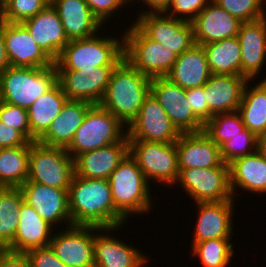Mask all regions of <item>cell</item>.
Here are the masks:
<instances>
[{
    "label": "cell",
    "mask_w": 266,
    "mask_h": 267,
    "mask_svg": "<svg viewBox=\"0 0 266 267\" xmlns=\"http://www.w3.org/2000/svg\"><path fill=\"white\" fill-rule=\"evenodd\" d=\"M178 182L195 203L234 199L226 163L219 167L179 169Z\"/></svg>",
    "instance_id": "cell-10"
},
{
    "label": "cell",
    "mask_w": 266,
    "mask_h": 267,
    "mask_svg": "<svg viewBox=\"0 0 266 267\" xmlns=\"http://www.w3.org/2000/svg\"><path fill=\"white\" fill-rule=\"evenodd\" d=\"M124 1L127 3V2H130V1L132 2L133 0H124Z\"/></svg>",
    "instance_id": "cell-53"
},
{
    "label": "cell",
    "mask_w": 266,
    "mask_h": 267,
    "mask_svg": "<svg viewBox=\"0 0 266 267\" xmlns=\"http://www.w3.org/2000/svg\"><path fill=\"white\" fill-rule=\"evenodd\" d=\"M57 83L55 64L45 68L9 66L0 73V101L28 109Z\"/></svg>",
    "instance_id": "cell-3"
},
{
    "label": "cell",
    "mask_w": 266,
    "mask_h": 267,
    "mask_svg": "<svg viewBox=\"0 0 266 267\" xmlns=\"http://www.w3.org/2000/svg\"><path fill=\"white\" fill-rule=\"evenodd\" d=\"M91 103L67 100L61 113L53 120L48 130L37 140L49 147L67 148L72 142L75 132L84 121Z\"/></svg>",
    "instance_id": "cell-27"
},
{
    "label": "cell",
    "mask_w": 266,
    "mask_h": 267,
    "mask_svg": "<svg viewBox=\"0 0 266 267\" xmlns=\"http://www.w3.org/2000/svg\"><path fill=\"white\" fill-rule=\"evenodd\" d=\"M187 99L195 116L205 125L208 122V103L206 87L201 86L187 90Z\"/></svg>",
    "instance_id": "cell-44"
},
{
    "label": "cell",
    "mask_w": 266,
    "mask_h": 267,
    "mask_svg": "<svg viewBox=\"0 0 266 267\" xmlns=\"http://www.w3.org/2000/svg\"><path fill=\"white\" fill-rule=\"evenodd\" d=\"M141 1H143V3L146 4V6H148V8L150 7L149 11H144V12H164L171 3V0H141Z\"/></svg>",
    "instance_id": "cell-48"
},
{
    "label": "cell",
    "mask_w": 266,
    "mask_h": 267,
    "mask_svg": "<svg viewBox=\"0 0 266 267\" xmlns=\"http://www.w3.org/2000/svg\"><path fill=\"white\" fill-rule=\"evenodd\" d=\"M67 100L61 85L57 83L32 103L27 109L31 142H36L48 130L53 120L61 113Z\"/></svg>",
    "instance_id": "cell-31"
},
{
    "label": "cell",
    "mask_w": 266,
    "mask_h": 267,
    "mask_svg": "<svg viewBox=\"0 0 266 267\" xmlns=\"http://www.w3.org/2000/svg\"><path fill=\"white\" fill-rule=\"evenodd\" d=\"M123 59V37L93 35L70 40L54 62L57 70H81L102 65H117Z\"/></svg>",
    "instance_id": "cell-5"
},
{
    "label": "cell",
    "mask_w": 266,
    "mask_h": 267,
    "mask_svg": "<svg viewBox=\"0 0 266 267\" xmlns=\"http://www.w3.org/2000/svg\"><path fill=\"white\" fill-rule=\"evenodd\" d=\"M122 227H94L95 267H144V263H147L148 259L141 254L139 249L118 240L111 236L112 234L110 236L105 234V232L111 233V230L116 231ZM95 231L104 232L98 234Z\"/></svg>",
    "instance_id": "cell-19"
},
{
    "label": "cell",
    "mask_w": 266,
    "mask_h": 267,
    "mask_svg": "<svg viewBox=\"0 0 266 267\" xmlns=\"http://www.w3.org/2000/svg\"><path fill=\"white\" fill-rule=\"evenodd\" d=\"M229 165L233 197L236 186L255 194H266V160L258 151L234 159Z\"/></svg>",
    "instance_id": "cell-30"
},
{
    "label": "cell",
    "mask_w": 266,
    "mask_h": 267,
    "mask_svg": "<svg viewBox=\"0 0 266 267\" xmlns=\"http://www.w3.org/2000/svg\"><path fill=\"white\" fill-rule=\"evenodd\" d=\"M210 1L211 0H171V3L164 13L176 19L192 22Z\"/></svg>",
    "instance_id": "cell-42"
},
{
    "label": "cell",
    "mask_w": 266,
    "mask_h": 267,
    "mask_svg": "<svg viewBox=\"0 0 266 267\" xmlns=\"http://www.w3.org/2000/svg\"><path fill=\"white\" fill-rule=\"evenodd\" d=\"M123 128L125 125L108 110L92 105L66 151L74 159L84 152L117 143L127 135Z\"/></svg>",
    "instance_id": "cell-7"
},
{
    "label": "cell",
    "mask_w": 266,
    "mask_h": 267,
    "mask_svg": "<svg viewBox=\"0 0 266 267\" xmlns=\"http://www.w3.org/2000/svg\"><path fill=\"white\" fill-rule=\"evenodd\" d=\"M22 24L28 29L36 44L55 62L69 40L52 4H48L41 12Z\"/></svg>",
    "instance_id": "cell-20"
},
{
    "label": "cell",
    "mask_w": 266,
    "mask_h": 267,
    "mask_svg": "<svg viewBox=\"0 0 266 267\" xmlns=\"http://www.w3.org/2000/svg\"><path fill=\"white\" fill-rule=\"evenodd\" d=\"M248 81L242 75L211 74L204 84L208 121L215 114L238 111Z\"/></svg>",
    "instance_id": "cell-25"
},
{
    "label": "cell",
    "mask_w": 266,
    "mask_h": 267,
    "mask_svg": "<svg viewBox=\"0 0 266 267\" xmlns=\"http://www.w3.org/2000/svg\"><path fill=\"white\" fill-rule=\"evenodd\" d=\"M26 201H23L19 212V225L14 241L5 249L13 253H23L48 247L53 237L52 228Z\"/></svg>",
    "instance_id": "cell-26"
},
{
    "label": "cell",
    "mask_w": 266,
    "mask_h": 267,
    "mask_svg": "<svg viewBox=\"0 0 266 267\" xmlns=\"http://www.w3.org/2000/svg\"><path fill=\"white\" fill-rule=\"evenodd\" d=\"M210 75L203 46L194 44L190 49L177 56L173 67L165 77L188 90L204 86Z\"/></svg>",
    "instance_id": "cell-29"
},
{
    "label": "cell",
    "mask_w": 266,
    "mask_h": 267,
    "mask_svg": "<svg viewBox=\"0 0 266 267\" xmlns=\"http://www.w3.org/2000/svg\"><path fill=\"white\" fill-rule=\"evenodd\" d=\"M258 147V136L245 128L220 146L224 163L229 164L234 159L254 153Z\"/></svg>",
    "instance_id": "cell-40"
},
{
    "label": "cell",
    "mask_w": 266,
    "mask_h": 267,
    "mask_svg": "<svg viewBox=\"0 0 266 267\" xmlns=\"http://www.w3.org/2000/svg\"><path fill=\"white\" fill-rule=\"evenodd\" d=\"M28 142L20 131L0 121V149L25 146Z\"/></svg>",
    "instance_id": "cell-46"
},
{
    "label": "cell",
    "mask_w": 266,
    "mask_h": 267,
    "mask_svg": "<svg viewBox=\"0 0 266 267\" xmlns=\"http://www.w3.org/2000/svg\"><path fill=\"white\" fill-rule=\"evenodd\" d=\"M191 23L195 44L204 45L236 37L242 22L211 0Z\"/></svg>",
    "instance_id": "cell-21"
},
{
    "label": "cell",
    "mask_w": 266,
    "mask_h": 267,
    "mask_svg": "<svg viewBox=\"0 0 266 267\" xmlns=\"http://www.w3.org/2000/svg\"><path fill=\"white\" fill-rule=\"evenodd\" d=\"M257 151L266 160V134H263L258 137Z\"/></svg>",
    "instance_id": "cell-50"
},
{
    "label": "cell",
    "mask_w": 266,
    "mask_h": 267,
    "mask_svg": "<svg viewBox=\"0 0 266 267\" xmlns=\"http://www.w3.org/2000/svg\"><path fill=\"white\" fill-rule=\"evenodd\" d=\"M233 204L234 200L196 203L199 215L193 244L211 239L231 238Z\"/></svg>",
    "instance_id": "cell-23"
},
{
    "label": "cell",
    "mask_w": 266,
    "mask_h": 267,
    "mask_svg": "<svg viewBox=\"0 0 266 267\" xmlns=\"http://www.w3.org/2000/svg\"><path fill=\"white\" fill-rule=\"evenodd\" d=\"M0 121L20 131L31 142L27 109L0 101Z\"/></svg>",
    "instance_id": "cell-41"
},
{
    "label": "cell",
    "mask_w": 266,
    "mask_h": 267,
    "mask_svg": "<svg viewBox=\"0 0 266 267\" xmlns=\"http://www.w3.org/2000/svg\"><path fill=\"white\" fill-rule=\"evenodd\" d=\"M3 38L10 66L45 68L54 64L22 23L3 21Z\"/></svg>",
    "instance_id": "cell-16"
},
{
    "label": "cell",
    "mask_w": 266,
    "mask_h": 267,
    "mask_svg": "<svg viewBox=\"0 0 266 267\" xmlns=\"http://www.w3.org/2000/svg\"><path fill=\"white\" fill-rule=\"evenodd\" d=\"M230 239H211L192 244V255L198 256L204 267H227L234 254Z\"/></svg>",
    "instance_id": "cell-36"
},
{
    "label": "cell",
    "mask_w": 266,
    "mask_h": 267,
    "mask_svg": "<svg viewBox=\"0 0 266 267\" xmlns=\"http://www.w3.org/2000/svg\"><path fill=\"white\" fill-rule=\"evenodd\" d=\"M126 130L128 140L160 143H175L181 134L151 93L143 102L139 114L130 122Z\"/></svg>",
    "instance_id": "cell-13"
},
{
    "label": "cell",
    "mask_w": 266,
    "mask_h": 267,
    "mask_svg": "<svg viewBox=\"0 0 266 267\" xmlns=\"http://www.w3.org/2000/svg\"><path fill=\"white\" fill-rule=\"evenodd\" d=\"M248 83L250 80L245 86L238 112L245 128L259 137L266 134V84L260 81L249 88Z\"/></svg>",
    "instance_id": "cell-33"
},
{
    "label": "cell",
    "mask_w": 266,
    "mask_h": 267,
    "mask_svg": "<svg viewBox=\"0 0 266 267\" xmlns=\"http://www.w3.org/2000/svg\"><path fill=\"white\" fill-rule=\"evenodd\" d=\"M175 144L179 169L219 167L224 163L220 147L204 131L181 133Z\"/></svg>",
    "instance_id": "cell-18"
},
{
    "label": "cell",
    "mask_w": 266,
    "mask_h": 267,
    "mask_svg": "<svg viewBox=\"0 0 266 267\" xmlns=\"http://www.w3.org/2000/svg\"><path fill=\"white\" fill-rule=\"evenodd\" d=\"M74 174V159L65 148L49 147L37 141L31 144L26 182L69 189Z\"/></svg>",
    "instance_id": "cell-8"
},
{
    "label": "cell",
    "mask_w": 266,
    "mask_h": 267,
    "mask_svg": "<svg viewBox=\"0 0 266 267\" xmlns=\"http://www.w3.org/2000/svg\"><path fill=\"white\" fill-rule=\"evenodd\" d=\"M5 251V249L0 245V255Z\"/></svg>",
    "instance_id": "cell-51"
},
{
    "label": "cell",
    "mask_w": 266,
    "mask_h": 267,
    "mask_svg": "<svg viewBox=\"0 0 266 267\" xmlns=\"http://www.w3.org/2000/svg\"><path fill=\"white\" fill-rule=\"evenodd\" d=\"M49 246L68 267H95L94 226H68L53 235Z\"/></svg>",
    "instance_id": "cell-15"
},
{
    "label": "cell",
    "mask_w": 266,
    "mask_h": 267,
    "mask_svg": "<svg viewBox=\"0 0 266 267\" xmlns=\"http://www.w3.org/2000/svg\"><path fill=\"white\" fill-rule=\"evenodd\" d=\"M116 211L126 220L134 213H147L152 207L149 182L128 153L109 177Z\"/></svg>",
    "instance_id": "cell-4"
},
{
    "label": "cell",
    "mask_w": 266,
    "mask_h": 267,
    "mask_svg": "<svg viewBox=\"0 0 266 267\" xmlns=\"http://www.w3.org/2000/svg\"><path fill=\"white\" fill-rule=\"evenodd\" d=\"M23 201L20 187H0V245L4 249L14 241Z\"/></svg>",
    "instance_id": "cell-35"
},
{
    "label": "cell",
    "mask_w": 266,
    "mask_h": 267,
    "mask_svg": "<svg viewBox=\"0 0 266 267\" xmlns=\"http://www.w3.org/2000/svg\"><path fill=\"white\" fill-rule=\"evenodd\" d=\"M244 129L245 125L238 111L215 114L204 126V132L219 147Z\"/></svg>",
    "instance_id": "cell-37"
},
{
    "label": "cell",
    "mask_w": 266,
    "mask_h": 267,
    "mask_svg": "<svg viewBox=\"0 0 266 267\" xmlns=\"http://www.w3.org/2000/svg\"><path fill=\"white\" fill-rule=\"evenodd\" d=\"M52 6L69 41L91 37L102 25L84 0H54Z\"/></svg>",
    "instance_id": "cell-28"
},
{
    "label": "cell",
    "mask_w": 266,
    "mask_h": 267,
    "mask_svg": "<svg viewBox=\"0 0 266 267\" xmlns=\"http://www.w3.org/2000/svg\"><path fill=\"white\" fill-rule=\"evenodd\" d=\"M115 66L102 65L76 71L57 70L58 83L68 100L85 101L96 105L104 96Z\"/></svg>",
    "instance_id": "cell-14"
},
{
    "label": "cell",
    "mask_w": 266,
    "mask_h": 267,
    "mask_svg": "<svg viewBox=\"0 0 266 267\" xmlns=\"http://www.w3.org/2000/svg\"><path fill=\"white\" fill-rule=\"evenodd\" d=\"M237 38L241 49V75L251 81L260 74L266 60V16L241 23Z\"/></svg>",
    "instance_id": "cell-24"
},
{
    "label": "cell",
    "mask_w": 266,
    "mask_h": 267,
    "mask_svg": "<svg viewBox=\"0 0 266 267\" xmlns=\"http://www.w3.org/2000/svg\"><path fill=\"white\" fill-rule=\"evenodd\" d=\"M202 46L211 74L241 75V49L237 36Z\"/></svg>",
    "instance_id": "cell-32"
},
{
    "label": "cell",
    "mask_w": 266,
    "mask_h": 267,
    "mask_svg": "<svg viewBox=\"0 0 266 267\" xmlns=\"http://www.w3.org/2000/svg\"><path fill=\"white\" fill-rule=\"evenodd\" d=\"M20 189L26 201L50 225L67 222L72 226L69 213V189H59L36 182H25Z\"/></svg>",
    "instance_id": "cell-17"
},
{
    "label": "cell",
    "mask_w": 266,
    "mask_h": 267,
    "mask_svg": "<svg viewBox=\"0 0 266 267\" xmlns=\"http://www.w3.org/2000/svg\"><path fill=\"white\" fill-rule=\"evenodd\" d=\"M131 25L123 35V58L150 78L165 77L178 55L150 39L134 22Z\"/></svg>",
    "instance_id": "cell-6"
},
{
    "label": "cell",
    "mask_w": 266,
    "mask_h": 267,
    "mask_svg": "<svg viewBox=\"0 0 266 267\" xmlns=\"http://www.w3.org/2000/svg\"><path fill=\"white\" fill-rule=\"evenodd\" d=\"M0 267H31L27 256L5 250L0 255Z\"/></svg>",
    "instance_id": "cell-47"
},
{
    "label": "cell",
    "mask_w": 266,
    "mask_h": 267,
    "mask_svg": "<svg viewBox=\"0 0 266 267\" xmlns=\"http://www.w3.org/2000/svg\"><path fill=\"white\" fill-rule=\"evenodd\" d=\"M129 154L136 160L146 180H156L166 186L176 184L179 176L175 143L128 140Z\"/></svg>",
    "instance_id": "cell-9"
},
{
    "label": "cell",
    "mask_w": 266,
    "mask_h": 267,
    "mask_svg": "<svg viewBox=\"0 0 266 267\" xmlns=\"http://www.w3.org/2000/svg\"><path fill=\"white\" fill-rule=\"evenodd\" d=\"M72 225L120 227L126 220L116 211L108 179L74 174L68 190Z\"/></svg>",
    "instance_id": "cell-1"
},
{
    "label": "cell",
    "mask_w": 266,
    "mask_h": 267,
    "mask_svg": "<svg viewBox=\"0 0 266 267\" xmlns=\"http://www.w3.org/2000/svg\"><path fill=\"white\" fill-rule=\"evenodd\" d=\"M48 4H52L54 0H45Z\"/></svg>",
    "instance_id": "cell-52"
},
{
    "label": "cell",
    "mask_w": 266,
    "mask_h": 267,
    "mask_svg": "<svg viewBox=\"0 0 266 267\" xmlns=\"http://www.w3.org/2000/svg\"><path fill=\"white\" fill-rule=\"evenodd\" d=\"M150 93L156 98L171 123L180 133L204 131V124L195 116L187 99V90L167 77L151 78Z\"/></svg>",
    "instance_id": "cell-12"
},
{
    "label": "cell",
    "mask_w": 266,
    "mask_h": 267,
    "mask_svg": "<svg viewBox=\"0 0 266 267\" xmlns=\"http://www.w3.org/2000/svg\"><path fill=\"white\" fill-rule=\"evenodd\" d=\"M136 20L134 23L150 39L163 44L177 55L195 44L191 22L176 19L164 12H140Z\"/></svg>",
    "instance_id": "cell-11"
},
{
    "label": "cell",
    "mask_w": 266,
    "mask_h": 267,
    "mask_svg": "<svg viewBox=\"0 0 266 267\" xmlns=\"http://www.w3.org/2000/svg\"><path fill=\"white\" fill-rule=\"evenodd\" d=\"M32 143L0 149V187H21L27 181Z\"/></svg>",
    "instance_id": "cell-34"
},
{
    "label": "cell",
    "mask_w": 266,
    "mask_h": 267,
    "mask_svg": "<svg viewBox=\"0 0 266 267\" xmlns=\"http://www.w3.org/2000/svg\"><path fill=\"white\" fill-rule=\"evenodd\" d=\"M129 153L127 135L119 142L84 152L74 158L75 175L85 178L109 179L111 173Z\"/></svg>",
    "instance_id": "cell-22"
},
{
    "label": "cell",
    "mask_w": 266,
    "mask_h": 267,
    "mask_svg": "<svg viewBox=\"0 0 266 267\" xmlns=\"http://www.w3.org/2000/svg\"><path fill=\"white\" fill-rule=\"evenodd\" d=\"M242 23L252 22L266 16V0H212Z\"/></svg>",
    "instance_id": "cell-39"
},
{
    "label": "cell",
    "mask_w": 266,
    "mask_h": 267,
    "mask_svg": "<svg viewBox=\"0 0 266 267\" xmlns=\"http://www.w3.org/2000/svg\"><path fill=\"white\" fill-rule=\"evenodd\" d=\"M47 5L45 0H4L0 4V20L22 23L41 12Z\"/></svg>",
    "instance_id": "cell-38"
},
{
    "label": "cell",
    "mask_w": 266,
    "mask_h": 267,
    "mask_svg": "<svg viewBox=\"0 0 266 267\" xmlns=\"http://www.w3.org/2000/svg\"><path fill=\"white\" fill-rule=\"evenodd\" d=\"M10 64L5 51V43L3 38V21L0 20V73H2Z\"/></svg>",
    "instance_id": "cell-49"
},
{
    "label": "cell",
    "mask_w": 266,
    "mask_h": 267,
    "mask_svg": "<svg viewBox=\"0 0 266 267\" xmlns=\"http://www.w3.org/2000/svg\"><path fill=\"white\" fill-rule=\"evenodd\" d=\"M25 255L31 267H68L55 255L50 246L29 250Z\"/></svg>",
    "instance_id": "cell-43"
},
{
    "label": "cell",
    "mask_w": 266,
    "mask_h": 267,
    "mask_svg": "<svg viewBox=\"0 0 266 267\" xmlns=\"http://www.w3.org/2000/svg\"><path fill=\"white\" fill-rule=\"evenodd\" d=\"M150 84V77L140 73L123 58L112 70L99 105L128 126L150 94Z\"/></svg>",
    "instance_id": "cell-2"
},
{
    "label": "cell",
    "mask_w": 266,
    "mask_h": 267,
    "mask_svg": "<svg viewBox=\"0 0 266 267\" xmlns=\"http://www.w3.org/2000/svg\"><path fill=\"white\" fill-rule=\"evenodd\" d=\"M91 9L94 16L103 24L105 21L117 12L119 7L126 5L124 0H84Z\"/></svg>",
    "instance_id": "cell-45"
}]
</instances>
